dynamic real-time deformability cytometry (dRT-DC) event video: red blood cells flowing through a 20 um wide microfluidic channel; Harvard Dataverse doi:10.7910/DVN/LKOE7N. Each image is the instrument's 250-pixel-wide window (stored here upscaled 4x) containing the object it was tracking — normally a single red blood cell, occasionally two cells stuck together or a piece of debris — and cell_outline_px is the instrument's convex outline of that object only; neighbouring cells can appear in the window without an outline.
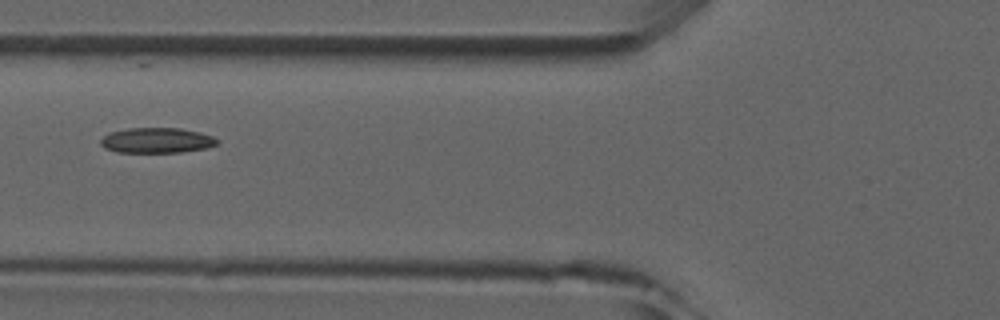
{"species": "common noctule bat (a hibernating species)", "species_latin": "Nyctalus noctula", "temperature_condition": "room temperature", "stored_images_in_passage": 6, "camera_frame_rate_fps": 3000, "um_per_image_px": 0.085, "animal": {"sex": "male", "forearm_length_mm": 52.5}, "frame": {"image": 1, "passage_image": 6, "time_ms": 6.333, "image_size_px": [1000, 320], "cell_outline_px": [[220, 140], [216, 144], [204, 148], [180, 152], [116, 152], [104, 148], [100, 144], [100, 140], [108, 132], [128, 128], [180, 128], [200, 132], [212, 136]], "centroid_in_image_um": [13.28, 11.92], "position_along_channel_um": 112.5, "area_um2": 17.17}}